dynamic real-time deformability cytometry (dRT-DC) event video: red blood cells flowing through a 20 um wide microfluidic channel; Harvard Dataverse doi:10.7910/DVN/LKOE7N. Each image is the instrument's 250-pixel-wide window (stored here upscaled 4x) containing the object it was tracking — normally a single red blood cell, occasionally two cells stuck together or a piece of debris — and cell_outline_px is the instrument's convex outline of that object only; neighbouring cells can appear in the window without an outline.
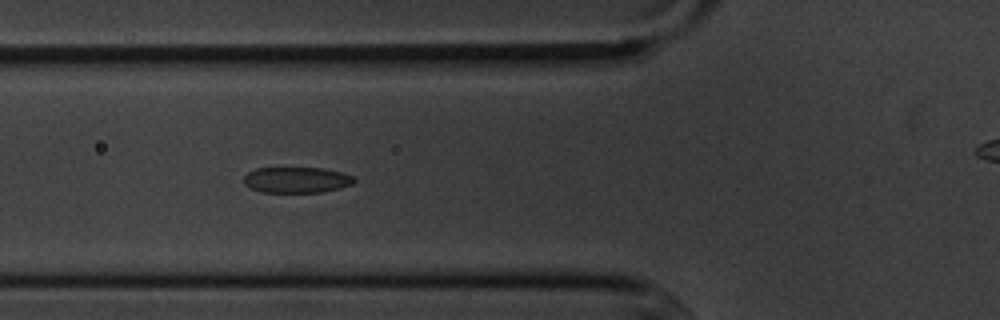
{"species": "common noctule bat (a hibernating species)", "species_latin": "Nyctalus noctula", "temperature_condition": "cold", "stored_images_in_passage": 14, "camera_frame_rate_fps": 3000, "um_per_image_px": 0.085, "animal": {"sex": "male", "body_mass_g": 20.1, "forearm_length_mm": 53.5}, "frame": {"image": 1, "passage_image": 4, "time_ms": 4.333, "image_size_px": [1000, 320], "cell_outline_px": [[356, 180], [352, 184], [340, 188], [320, 192], [260, 192], [244, 184], [244, 176], [248, 172], [256, 168], [324, 168], [340, 172], [352, 176]], "centroid_in_image_um": [25.2, 15.29], "position_along_channel_um": 100.6, "area_um2": 16.53}}
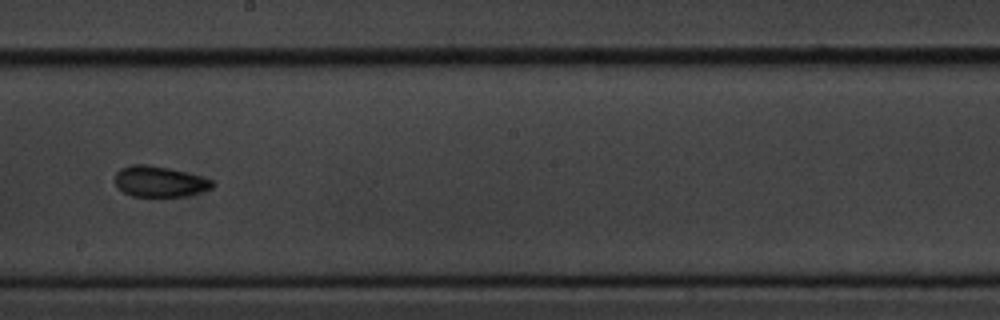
{"frame": {"image": 2, "passage_image": 7, "time_ms": 8.0, "image_size_px": [1000, 320], "cell_outline_px": [[216, 184], [212, 188], [200, 192], [184, 196], [132, 196], [116, 188], [112, 180], [116, 172], [120, 168], [132, 164], [148, 164], [168, 168], [200, 176], [212, 180]], "centroid_in_image_um": [13.49, 15.42], "position_along_channel_um": 234.7, "area_um2": 17.63}}
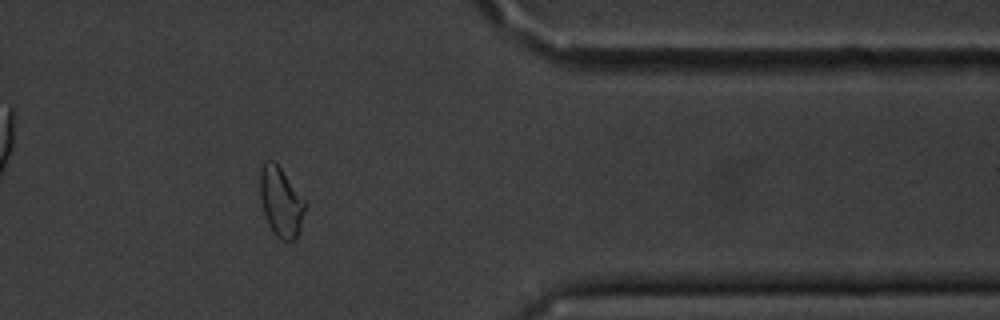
{"frame": {"image": 3, "passage_image": 11, "time_ms": 12.667, "image_size_px": [1000, 320], "cell_outline_px": [[308, 204], [300, 232], [296, 240], [280, 240], [276, 236], [268, 224], [264, 212], [260, 196], [260, 168], [264, 160], [272, 160], [280, 168], [308, 200]], "centroid_in_image_um": [23.94, 17.17], "position_along_channel_um": 387.5, "area_um2": 18.84}, "authors_computed_cell_mechanics": {"area_um2": 17.9758, "velocity_mm_per_s": 3.638, "shape_relaxation_time_tau1_ms": 2.0649, "shape_relaxation_time_tau2_ms": 4.2592, "deformation_change_tau1": 0.0919, "deformation_change_tau2": 0.0863}}